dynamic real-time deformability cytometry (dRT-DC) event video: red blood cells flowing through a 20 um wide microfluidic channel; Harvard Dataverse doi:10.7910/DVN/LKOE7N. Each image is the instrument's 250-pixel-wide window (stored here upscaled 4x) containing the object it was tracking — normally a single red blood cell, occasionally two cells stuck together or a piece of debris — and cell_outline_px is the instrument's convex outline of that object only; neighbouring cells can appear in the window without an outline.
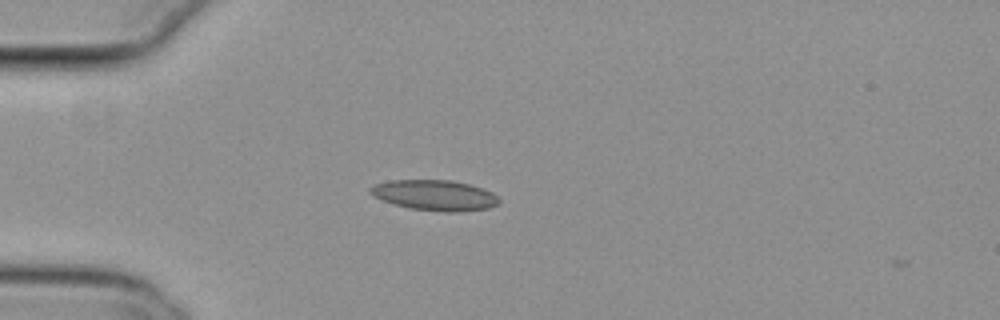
{"species": "common noctule bat (a hibernating species)", "species_latin": "Nyctalus noctula", "temperature_condition": "cold", "stored_images_in_passage": 2, "camera_frame_rate_fps": 3000, "um_per_image_px": 0.085, "animal": {"sex": "female", "body_mass_g": 29.2, "forearm_length_mm": 56.3}, "frame": {"image": 1, "passage_image": 1, "time_ms": 0.0, "image_size_px": [1000, 320], "cell_outline_px": [[500, 204], [488, 208], [460, 212], [444, 212], [412, 208], [396, 204], [372, 196], [368, 192], [368, 188], [376, 184], [392, 180], [452, 180], [468, 184], [492, 192], [500, 200]], "centroid_in_image_um": [36.97, 16.59], "position_along_channel_um": 48.0, "area_um2": 22.72}}